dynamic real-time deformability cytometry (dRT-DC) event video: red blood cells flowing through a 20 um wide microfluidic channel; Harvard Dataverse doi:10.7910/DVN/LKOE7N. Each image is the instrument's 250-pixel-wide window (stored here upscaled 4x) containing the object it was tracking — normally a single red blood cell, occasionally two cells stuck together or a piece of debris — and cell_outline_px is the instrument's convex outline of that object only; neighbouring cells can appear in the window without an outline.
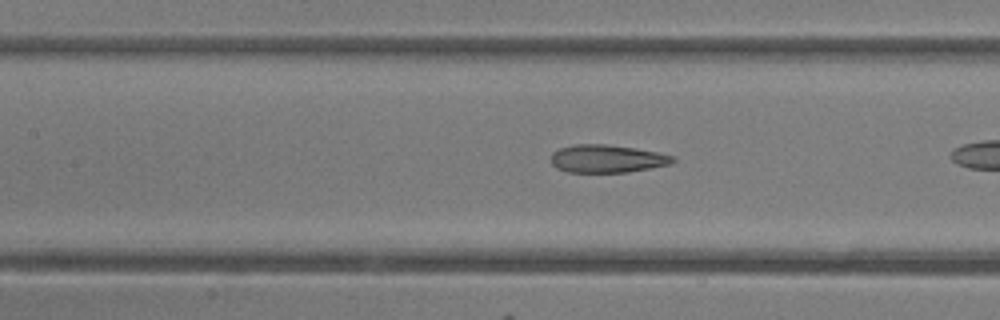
{"species": "common noctule bat (a hibernating species)", "species_latin": "Nyctalus noctula", "temperature_condition": "room temperature", "stored_images_in_passage": 23, "camera_frame_rate_fps": 3000, "um_per_image_px": 0.085, "animal": {"sex": "female"}, "frame": {"image": 1, "passage_image": 7, "time_ms": 2.0, "image_size_px": [1000, 320], "cell_outline_px": [[676, 160], [672, 164], [628, 172], [568, 172], [556, 168], [552, 164], [552, 152], [560, 148], [576, 144], [608, 144], [636, 148], [660, 152], [676, 156]], "centroid_in_image_um": [51.65, 13.48], "position_along_channel_um": 155.7, "area_um2": 20.0}}
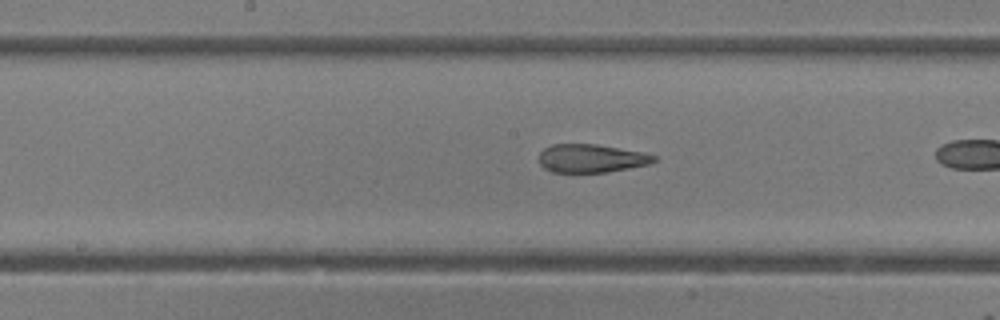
{"frame": {"image": 2, "passage_image": 10, "time_ms": 3.0, "image_size_px": [1000, 320], "cell_outline_px": [[656, 160], [648, 164], [608, 172], [552, 172], [544, 168], [540, 164], [540, 152], [544, 148], [552, 144], [596, 144], [644, 152], [656, 156]], "centroid_in_image_um": [50.25, 13.45], "position_along_channel_um": 198.0, "area_um2": 18.9}}